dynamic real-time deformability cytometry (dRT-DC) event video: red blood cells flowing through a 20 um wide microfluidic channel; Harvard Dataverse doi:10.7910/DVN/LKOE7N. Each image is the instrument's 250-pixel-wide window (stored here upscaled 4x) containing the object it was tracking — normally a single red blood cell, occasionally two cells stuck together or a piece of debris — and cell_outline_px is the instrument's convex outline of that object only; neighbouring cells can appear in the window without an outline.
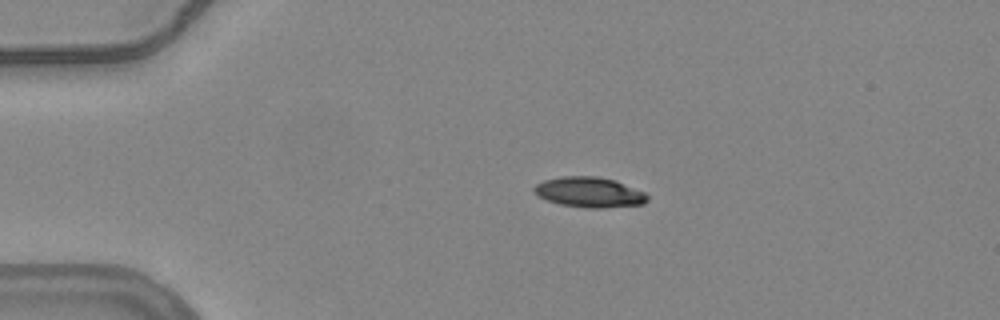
{"species": "common noctule bat (a hibernating species)", "species_latin": "Nyctalus noctula", "temperature_condition": "warm", "stored_images_in_passage": 44, "camera_frame_rate_fps": 3000, "um_per_image_px": 0.085, "animal": {"sex": "female", "body_mass_g": 24.6, "forearm_length_mm": 56.2}, "frame": {"image": 1, "passage_image": 1, "time_ms": 0.0, "image_size_px": [1000, 320], "cell_outline_px": [[648, 200], [644, 204], [604, 208], [588, 208], [560, 204], [548, 200], [540, 196], [532, 188], [536, 184], [544, 180], [560, 176], [596, 176], [616, 180], [644, 192], [648, 196]], "centroid_in_image_um": [50.12, 16.33], "position_along_channel_um": 34.9, "area_um2": 19.94}}
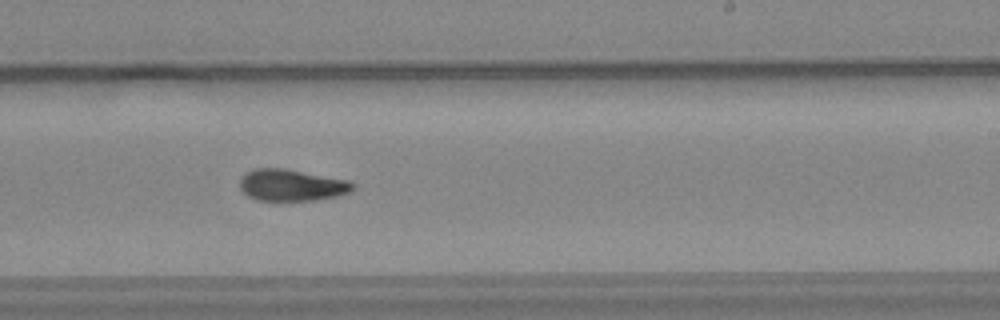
{"frame": {"image": 2, "passage_image": 23, "time_ms": 7.333, "image_size_px": [1000, 320], "cell_outline_px": [[356, 188], [340, 196], [316, 200], [260, 200], [248, 196], [240, 188], [240, 176], [256, 168], [284, 168], [348, 180], [356, 184]], "centroid_in_image_um": [24.82, 15.73], "position_along_channel_um": 264.2, "area_um2": 20.87}}
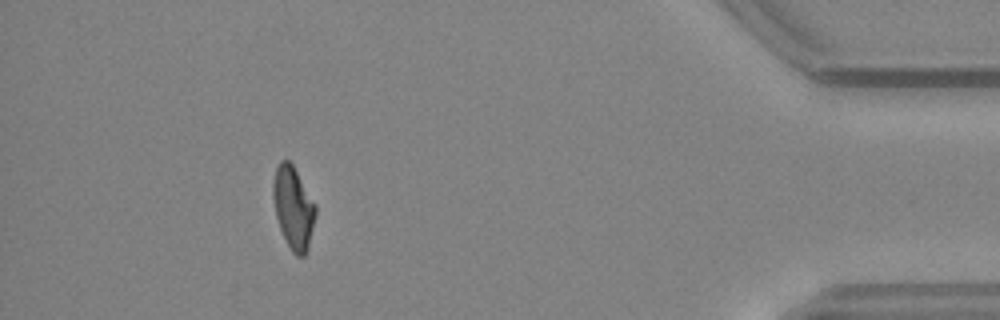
{"frame": {"image": 3, "passage_image": 39, "time_ms": 12.667, "image_size_px": [1000, 320], "cell_outline_px": [[316, 212], [308, 248], [304, 256], [296, 256], [292, 252], [280, 228], [276, 216], [272, 196], [272, 184], [276, 168], [280, 160], [288, 160], [292, 164], [316, 204]], "centroid_in_image_um": [24.92, 17.64], "position_along_channel_um": 410.3, "area_um2": 20.23}, "authors_computed_cell_mechanics": {"area_um2": 20.7502, "velocity_mm_per_s": 3.7846, "shape_relaxation_time_tau1_ms": 6.6725, "shape_relaxation_time_tau2_ms": 6.9522, "deformation_change_tau1": 0.2134, "deformation_change_tau2": 0.1511}}